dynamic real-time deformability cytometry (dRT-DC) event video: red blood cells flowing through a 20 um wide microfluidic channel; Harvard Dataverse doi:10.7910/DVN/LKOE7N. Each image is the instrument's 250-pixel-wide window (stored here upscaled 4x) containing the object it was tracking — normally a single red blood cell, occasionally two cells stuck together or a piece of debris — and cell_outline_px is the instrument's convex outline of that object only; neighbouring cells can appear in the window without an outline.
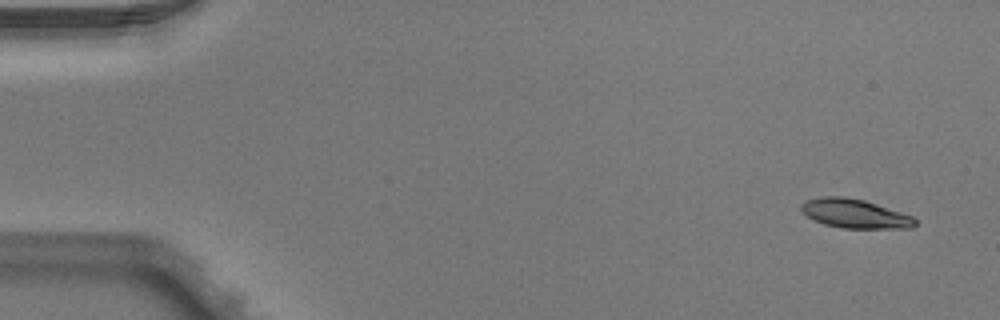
{"species": "Egyptian fruit bat (a non-hibernating species)", "species_latin": "Rousettus aegyptiacus", "temperature_condition": "warm", "stored_images_in_passage": 5, "segment_of_instrument_passage": [1, 2], "camera_frame_rate_fps": 3000, "um_per_image_px": 0.085, "animal": {"sex": "male"}, "frame": {"image": 1, "passage_image": 1, "time_ms": 0.0, "image_size_px": [1000, 320], "cell_outline_px": [[916, 224], [912, 228], [840, 228], [824, 224], [808, 216], [800, 208], [800, 204], [804, 200], [820, 196], [844, 196], [864, 200], [912, 216], [916, 220]], "centroid_in_image_um": [72.63, 18.15], "position_along_channel_um": 12.4, "area_um2": 19.19}}
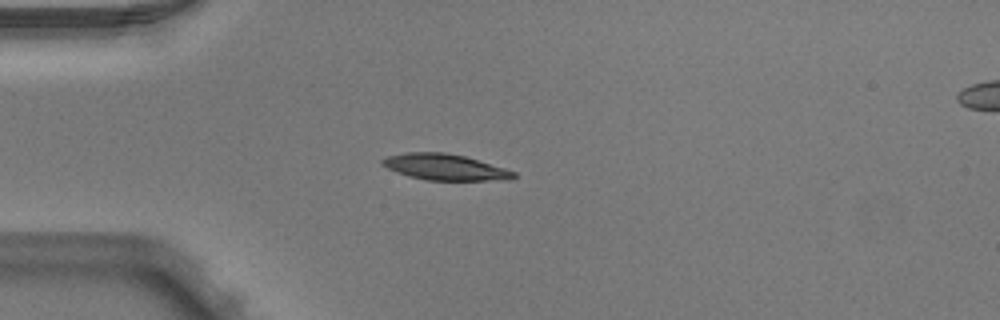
{"frame": {"image": 2, "passage_image": 4, "time_ms": 1.0, "image_size_px": [1000, 320], "cell_outline_px": [[516, 176], [512, 180], [428, 180], [408, 176], [396, 172], [380, 164], [380, 160], [388, 156], [404, 152], [444, 152], [464, 156], [504, 168], [516, 172]], "centroid_in_image_um": [37.8, 14.2], "position_along_channel_um": 47.2, "area_um2": 19.94}}